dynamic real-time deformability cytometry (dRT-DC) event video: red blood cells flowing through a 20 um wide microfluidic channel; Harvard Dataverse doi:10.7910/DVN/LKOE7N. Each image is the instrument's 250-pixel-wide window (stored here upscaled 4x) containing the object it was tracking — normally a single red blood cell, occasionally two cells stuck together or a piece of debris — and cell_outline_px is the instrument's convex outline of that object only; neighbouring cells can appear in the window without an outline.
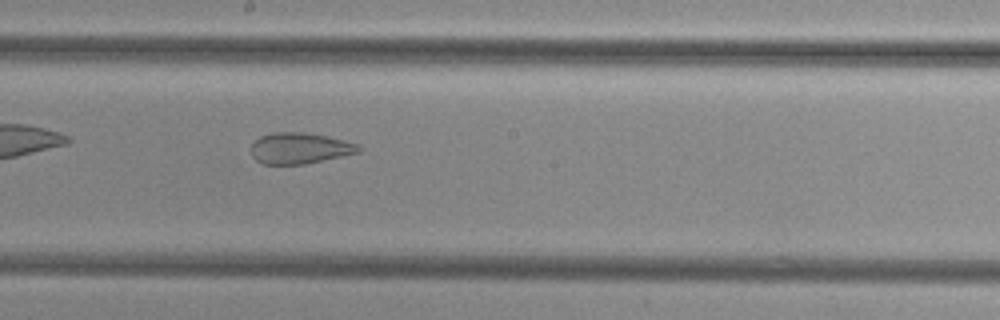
{"species": "common noctule bat (a hibernating species)", "species_latin": "Nyctalus noctula", "temperature_condition": "cold", "stored_images_in_passage": 34, "camera_frame_rate_fps": 3000, "um_per_image_px": 0.085, "animal": {"sex": "female", "body_mass_g": 29.2, "forearm_length_mm": 56.3}, "frame": {"image": 1, "passage_image": 15, "time_ms": 4.667, "image_size_px": [1000, 320], "cell_outline_px": [[360, 152], [304, 164], [264, 164], [256, 160], [252, 156], [252, 144], [260, 136], [272, 132], [304, 132], [328, 136], [344, 140], [356, 144], [360, 148]], "centroid_in_image_um": [25.45, 12.59], "position_along_channel_um": 222.7, "area_um2": 19.31}}